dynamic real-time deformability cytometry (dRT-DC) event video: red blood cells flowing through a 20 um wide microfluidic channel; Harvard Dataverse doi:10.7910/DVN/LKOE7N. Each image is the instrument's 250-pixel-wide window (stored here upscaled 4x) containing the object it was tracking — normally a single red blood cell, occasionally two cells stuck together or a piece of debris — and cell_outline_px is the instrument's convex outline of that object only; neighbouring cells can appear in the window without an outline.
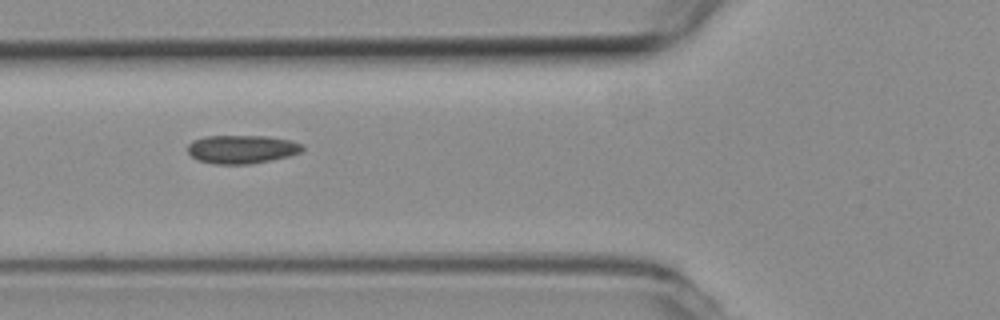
{"species": "common noctule bat (a hibernating species)", "species_latin": "Nyctalus noctula", "temperature_condition": "room temperature", "stored_images_in_passage": 4, "camera_frame_rate_fps": 3000, "um_per_image_px": 0.085, "animal": {"sex": "female", "body_mass_g": 19.3, "forearm_length_mm": 54.1}, "frame": {"image": 1, "passage_image": 2, "time_ms": 0.333, "image_size_px": [1000, 320], "cell_outline_px": [[304, 148], [300, 152], [288, 156], [272, 160], [252, 164], [212, 164], [196, 160], [188, 152], [188, 144], [192, 140], [208, 136], [268, 136], [292, 140], [304, 144]], "centroid_in_image_um": [20.56, 12.69], "position_along_channel_um": 105.2, "area_um2": 19.25}}
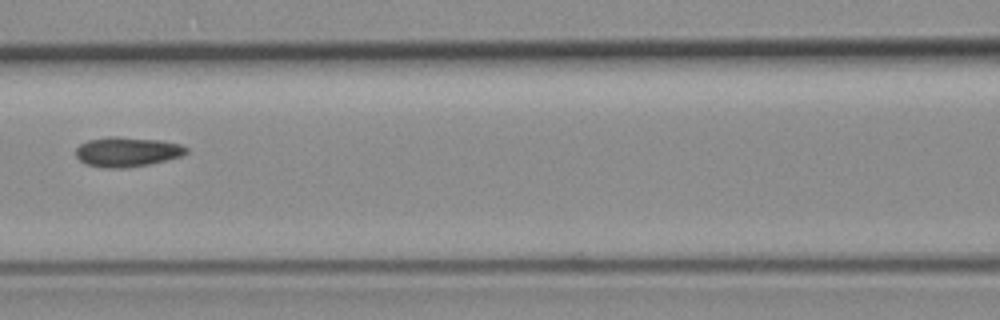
{"frame": {"image": 2, "passage_image": 3, "time_ms": 0.667, "image_size_px": [1000, 320], "cell_outline_px": [[188, 152], [180, 156], [148, 164], [124, 168], [104, 168], [88, 164], [80, 160], [76, 156], [76, 148], [80, 144], [88, 140], [108, 136], [116, 136], [160, 140], [180, 144], [188, 148]], "centroid_in_image_um": [10.79, 12.89], "position_along_channel_um": 155.8, "area_um2": 19.02}}
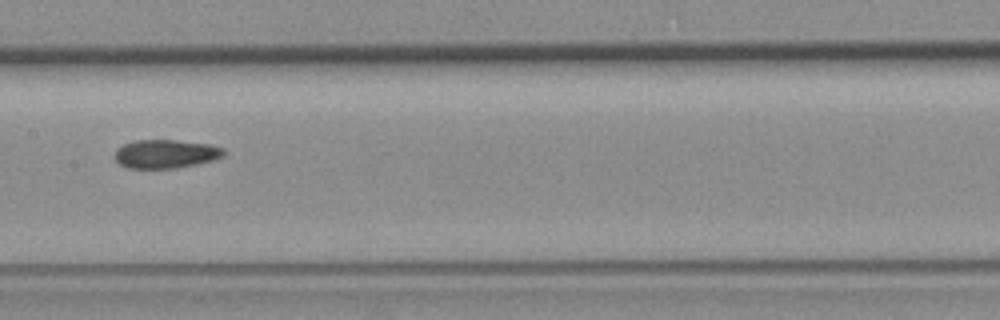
{"frame": {"image": 3, "passage_image": 4, "time_ms": 1.0, "image_size_px": [1000, 320], "cell_outline_px": [[224, 156], [212, 160], [196, 164], [176, 168], [128, 168], [120, 164], [116, 160], [116, 148], [124, 144], [136, 140], [176, 140], [208, 144], [224, 148]], "centroid_in_image_um": [14.08, 13.08], "position_along_channel_um": 193.3, "area_um2": 18.03}}